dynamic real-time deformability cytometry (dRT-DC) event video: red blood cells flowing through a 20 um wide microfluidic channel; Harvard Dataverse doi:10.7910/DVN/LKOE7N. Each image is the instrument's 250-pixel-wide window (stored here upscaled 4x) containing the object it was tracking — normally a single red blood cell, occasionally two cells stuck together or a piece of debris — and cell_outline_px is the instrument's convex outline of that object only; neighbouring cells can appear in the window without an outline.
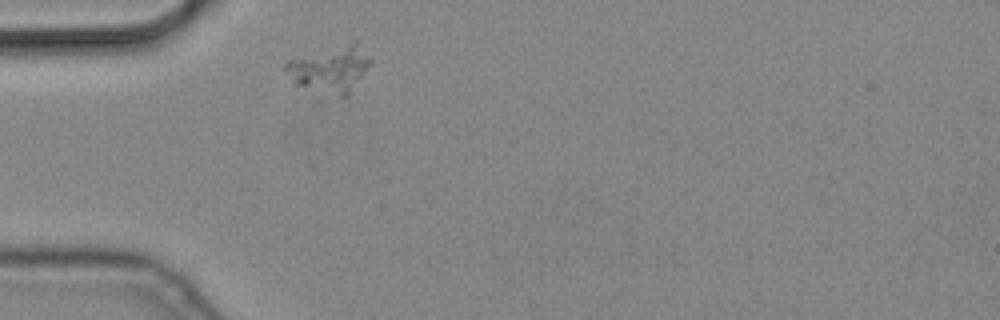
{"species": "common noctule bat (a hibernating species)", "species_latin": "Nyctalus noctula", "temperature_condition": "cold", "stored_images_in_passage": 1, "camera_frame_rate_fps": 3000, "um_per_image_px": 0.085, "animal": {"sex": "male", "body_mass_g": 19.2, "forearm_length_mm": 51.8}, "frame": {"image": 1, "passage_image": 1, "time_ms": 0.0, "image_size_px": [1000, 320], "cell_outline_px": [[372, 60], [348, 96], [344, 96], [292, 84], [284, 68], [284, 64], [288, 60], [352, 40], [356, 40]], "centroid_in_image_um": [28.05, 5.82], "position_along_channel_um": 57.0, "area_um2": 22.66}}